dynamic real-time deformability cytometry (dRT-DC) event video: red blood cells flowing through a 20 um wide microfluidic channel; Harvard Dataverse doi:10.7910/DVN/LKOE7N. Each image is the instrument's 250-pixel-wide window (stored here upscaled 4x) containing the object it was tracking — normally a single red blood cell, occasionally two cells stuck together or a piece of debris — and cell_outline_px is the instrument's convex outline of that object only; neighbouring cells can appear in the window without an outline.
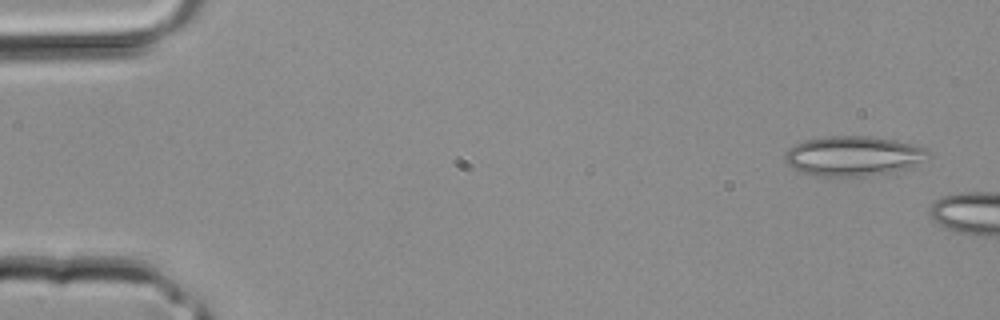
{"species": "common noctule bat (a hibernating species)", "species_latin": "Nyctalus noctula", "temperature_condition": "room temperature", "stored_images_in_passage": 3, "camera_frame_rate_fps": 3000, "um_per_image_px": 0.085, "animal": {"sex": "male", "body_mass_g": 20.4}, "frame": {"image": 1, "passage_image": 1, "time_ms": 0.0, "image_size_px": [1000, 320], "cell_outline_px": [[928, 152], [916, 164], [904, 172], [868, 176], [816, 176], [792, 168], [784, 160], [784, 156], [788, 148], [804, 140], [824, 136], [872, 136], [896, 140], [912, 144], [924, 148]], "centroid_in_image_um": [72.51, 13.27], "position_along_channel_um": 12.5, "area_um2": 33.47}}